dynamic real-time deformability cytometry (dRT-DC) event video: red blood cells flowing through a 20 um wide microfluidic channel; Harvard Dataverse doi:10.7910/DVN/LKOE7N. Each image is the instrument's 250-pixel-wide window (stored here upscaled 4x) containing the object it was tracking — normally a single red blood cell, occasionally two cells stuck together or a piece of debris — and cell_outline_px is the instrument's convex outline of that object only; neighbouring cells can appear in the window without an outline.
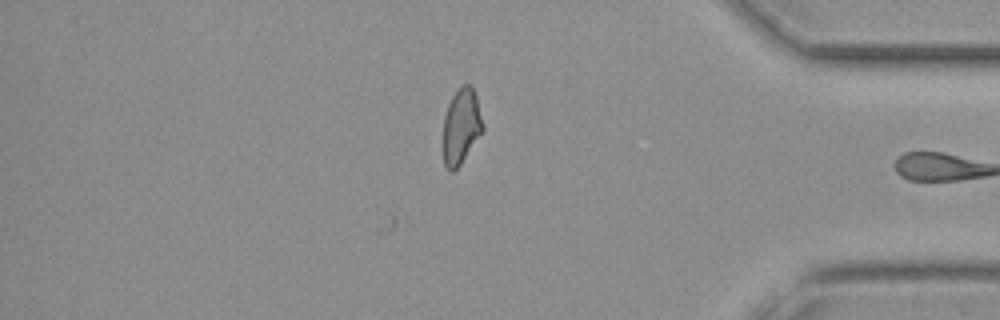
{"species": "common noctule bat (a hibernating species)", "species_latin": "Nyctalus noctula", "temperature_condition": "cold", "stored_images_in_passage": 49, "camera_frame_rate_fps": 3000, "um_per_image_px": 0.085, "animal": {"sex": "female", "body_mass_g": 19.3, "forearm_length_mm": 54.1}, "frame": {"image": 1, "passage_image": 49, "time_ms": 16.0, "image_size_px": [1000, 320], "cell_outline_px": [[484, 132], [460, 164], [452, 172], [444, 164], [440, 148], [444, 116], [448, 104], [452, 96], [460, 84], [468, 84], [472, 88], [476, 96], [484, 124]], "centroid_in_image_um": [39.17, 10.76], "position_along_channel_um": 396.0, "area_um2": 18.15}}